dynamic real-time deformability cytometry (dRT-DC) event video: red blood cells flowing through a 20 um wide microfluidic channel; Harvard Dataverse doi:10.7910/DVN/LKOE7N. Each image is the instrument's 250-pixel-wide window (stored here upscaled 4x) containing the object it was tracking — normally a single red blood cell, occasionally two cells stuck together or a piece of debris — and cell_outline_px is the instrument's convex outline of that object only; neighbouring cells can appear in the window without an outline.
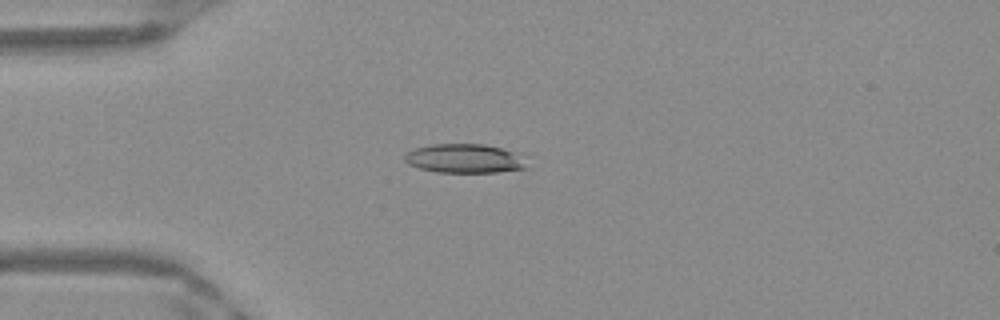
{"species": "Egyptian fruit bat (a non-hibernating species)", "species_latin": "Rousettus aegyptiacus", "temperature_condition": "warm", "stored_images_in_passage": 50, "camera_frame_rate_fps": 3000, "um_per_image_px": 0.085, "frame": {"image": 1, "passage_image": 13, "time_ms": 4.0, "image_size_px": [1000, 320], "cell_outline_px": [[532, 168], [496, 172], [436, 172], [420, 168], [408, 164], [404, 160], [404, 156], [412, 148], [432, 144], [484, 144], [516, 152]], "centroid_in_image_um": [39.5, 13.47], "position_along_channel_um": 45.5, "area_um2": 20.81}}
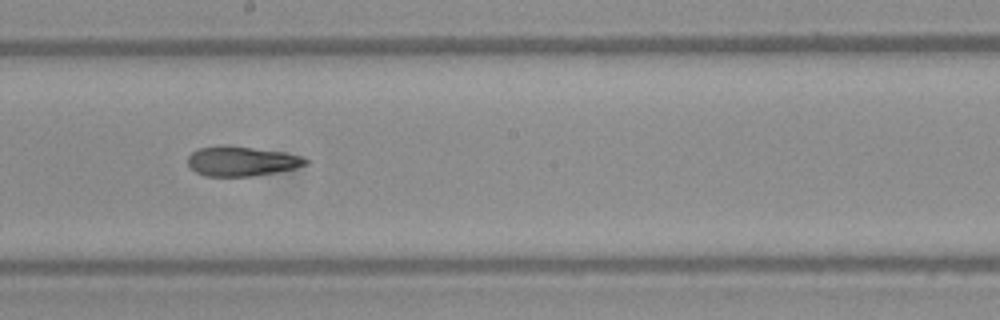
{"frame": {"image": 2, "passage_image": 28, "time_ms": 9.0, "image_size_px": [1000, 320], "cell_outline_px": [[308, 164], [276, 172], [252, 176], [204, 176], [196, 172], [188, 164], [188, 156], [192, 152], [200, 148], [224, 144], [228, 144], [284, 152], [300, 156], [308, 160]], "centroid_in_image_um": [20.51, 13.69], "position_along_channel_um": 227.7, "area_um2": 20.4}}
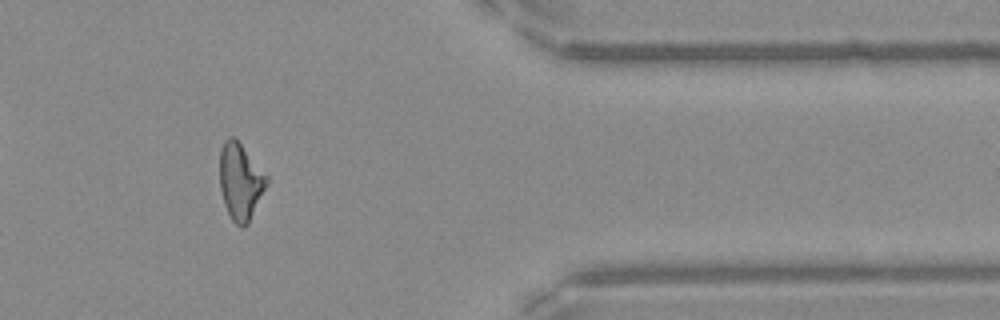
{"frame": {"image": 3, "passage_image": 42, "time_ms": 13.667, "image_size_px": [1000, 320], "cell_outline_px": [[268, 184], [248, 224], [244, 228], [240, 228], [232, 220], [224, 204], [220, 188], [220, 148], [224, 140], [228, 136], [232, 136], [240, 144], [268, 176]], "centroid_in_image_um": [20.43, 15.45], "position_along_channel_um": 391.0, "area_um2": 20.92}, "authors_computed_cell_mechanics": {"area_um2": 20.808, "velocity_mm_per_s": 3.9908, "shape_relaxation_time_tau1_ms": null, "shape_relaxation_time_tau2_ms": 2.6793, "deformation_change_tau1": null, "deformation_change_tau2": 0.1177}}